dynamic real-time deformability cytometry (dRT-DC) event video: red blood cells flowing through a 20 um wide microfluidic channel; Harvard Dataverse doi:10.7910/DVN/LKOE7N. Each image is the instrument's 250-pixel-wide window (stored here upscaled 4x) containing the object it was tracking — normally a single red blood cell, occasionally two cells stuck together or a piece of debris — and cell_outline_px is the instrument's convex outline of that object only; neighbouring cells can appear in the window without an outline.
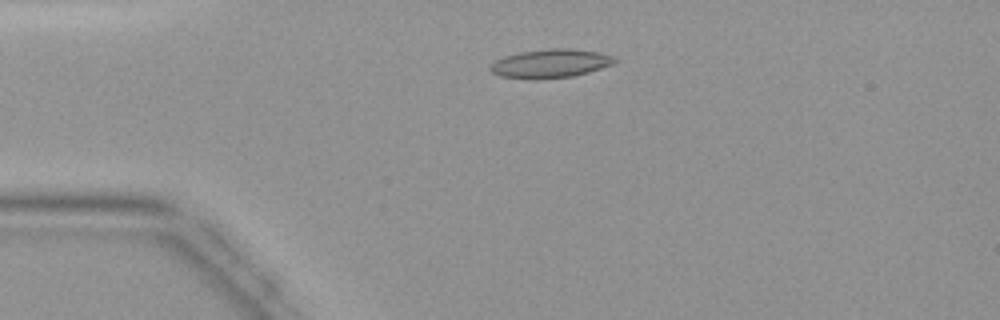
{"species": "common noctule bat (a hibernating species)", "species_latin": "Nyctalus noctula", "temperature_condition": "warm", "stored_images_in_passage": 36, "camera_frame_rate_fps": 3000, "um_per_image_px": 0.085, "animal": {"sex": "female", "body_mass_g": 19.9}, "frame": {"image": 1, "passage_image": 2, "time_ms": 0.333, "image_size_px": [1000, 320], "cell_outline_px": [[616, 60], [612, 64], [588, 72], [572, 76], [536, 80], [532, 80], [500, 76], [492, 72], [488, 68], [496, 60], [504, 56], [520, 52], [548, 48], [572, 48], [600, 52], [612, 56]], "centroid_in_image_um": [46.75, 5.4], "position_along_channel_um": 38.2, "area_um2": 20.87}}
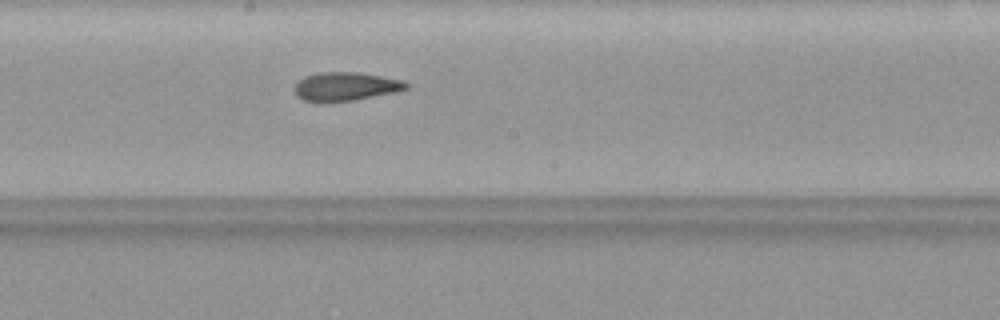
{"frame": {"image": 2, "passage_image": 16, "time_ms": 5.0, "image_size_px": [1000, 320], "cell_outline_px": [[408, 88], [396, 92], [352, 100], [320, 104], [304, 100], [296, 96], [296, 84], [304, 76], [316, 72], [360, 72], [404, 80], [408, 84]], "centroid_in_image_um": [29.36, 7.36], "position_along_channel_um": 218.8, "area_um2": 18.9}}
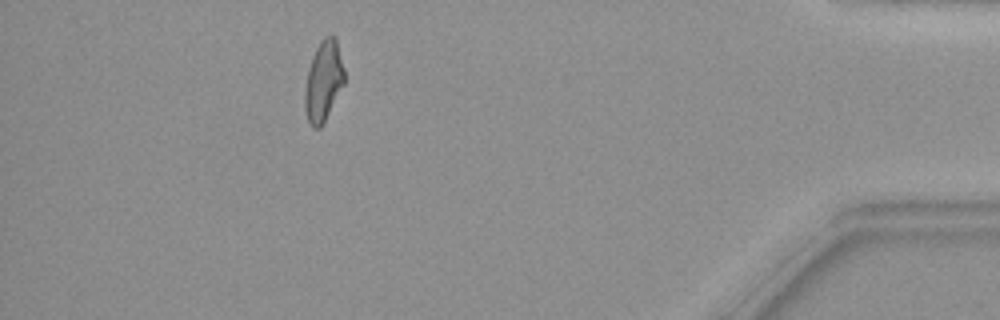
{"frame": {"image": 3, "passage_image": 32, "time_ms": 10.333, "image_size_px": [1000, 320], "cell_outline_px": [[344, 84], [320, 128], [312, 128], [308, 124], [304, 108], [304, 92], [308, 68], [312, 56], [320, 40], [324, 36], [336, 36], [344, 68]], "centroid_in_image_um": [27.47, 6.88], "position_along_channel_um": 407.7, "area_um2": 18.67}}